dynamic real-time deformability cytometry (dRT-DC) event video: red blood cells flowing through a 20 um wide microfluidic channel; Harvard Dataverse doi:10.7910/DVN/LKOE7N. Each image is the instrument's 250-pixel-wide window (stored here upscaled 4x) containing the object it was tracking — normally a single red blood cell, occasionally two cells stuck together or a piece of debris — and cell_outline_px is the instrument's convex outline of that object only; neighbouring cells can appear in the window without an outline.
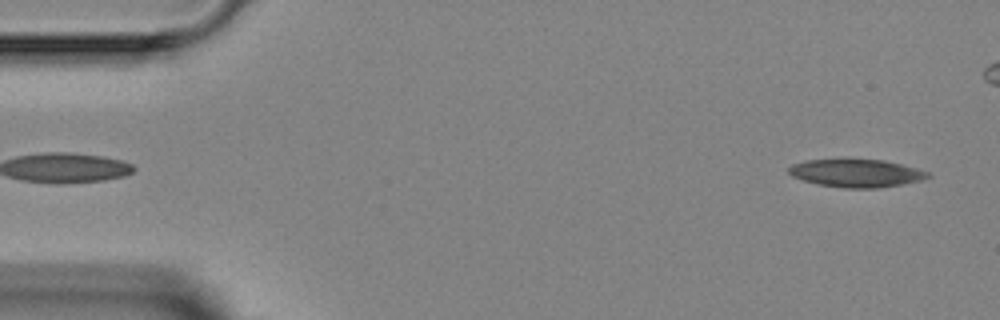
{"species": "Egyptian fruit bat (a non-hibernating species)", "species_latin": "Rousettus aegyptiacus", "temperature_condition": "room temperature", "stored_images_in_passage": 5, "segment_of_instrument_passage": [2, 2], "camera_frame_rate_fps": 3000, "um_per_image_px": 0.085, "animal": {"sex": "female"}, "frame": {"image": 1, "passage_image": 5, "time_ms": 4.333, "image_size_px": [1000, 320], "cell_outline_px": [[932, 176], [924, 180], [904, 184], [876, 188], [844, 188], [816, 184], [792, 176], [788, 172], [788, 168], [792, 164], [808, 160], [848, 156], [884, 160], [916, 168], [928, 172]], "centroid_in_image_um": [72.77, 14.67], "position_along_channel_um": 12.2, "area_um2": 23.58}}